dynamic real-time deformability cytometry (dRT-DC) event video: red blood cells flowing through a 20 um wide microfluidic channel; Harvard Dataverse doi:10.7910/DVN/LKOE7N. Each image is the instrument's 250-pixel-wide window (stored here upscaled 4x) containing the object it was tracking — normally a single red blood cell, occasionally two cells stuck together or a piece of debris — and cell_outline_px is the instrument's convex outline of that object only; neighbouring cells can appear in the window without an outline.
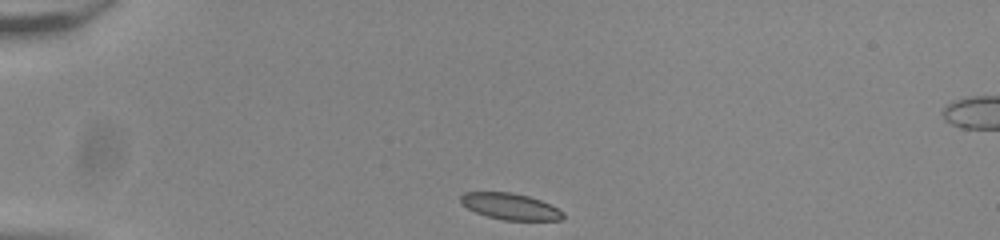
{"species": "common noctule bat (a hibernating species)", "species_latin": "Nyctalus noctula", "temperature_condition": "room temperature", "stored_images_in_passage": 36, "camera_frame_rate_fps": 3000, "um_per_image_px": 0.085, "animal": {"sex": "male", "body_mass_g": 20.0, "forearm_length_mm": 53.3}, "frame": {"image": 1, "passage_image": 1, "time_ms": 0.0, "image_size_px": [1000, 240], "cell_outline_px": [[564, 216], [560, 220], [504, 220], [484, 216], [460, 204], [460, 196], [464, 192], [512, 192], [528, 196], [540, 200], [564, 212]], "centroid_in_image_um": [43.33, 17.54], "position_along_channel_um": 41.7, "area_um2": 15.72}}
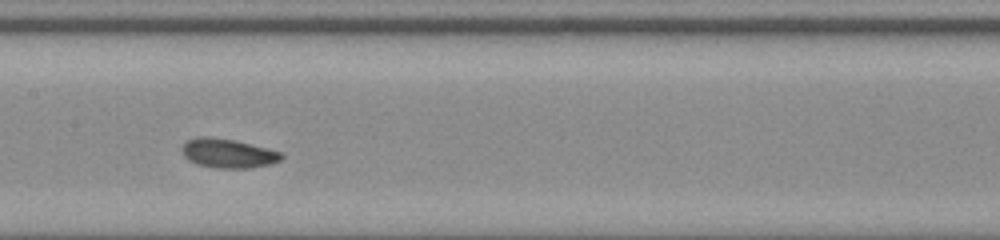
{"frame": {"image": 2, "passage_image": 16, "time_ms": 5.0, "image_size_px": [1000, 240], "cell_outline_px": [[284, 156], [280, 160], [272, 164], [252, 168], [216, 168], [196, 164], [188, 160], [184, 156], [180, 148], [188, 140], [200, 136], [204, 136], [236, 140], [280, 152]], "centroid_in_image_um": [19.37, 13.04], "position_along_channel_um": 188.0, "area_um2": 16.94}}
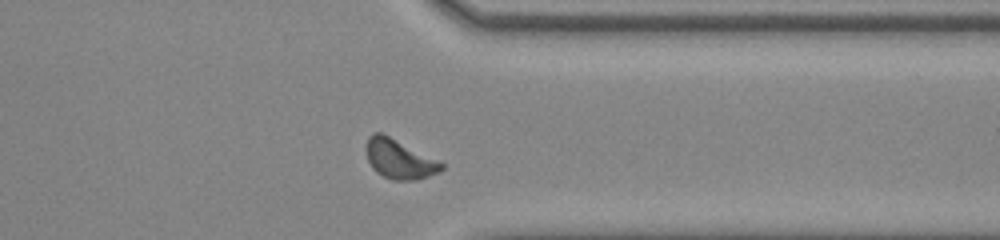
{"frame": {"image": 3, "passage_image": 31, "time_ms": 10.0, "image_size_px": [1000, 240], "cell_outline_px": [[444, 168], [440, 172], [416, 180], [392, 180], [376, 172], [372, 168], [368, 160], [364, 148], [368, 136], [372, 132], [380, 132], [444, 164]], "centroid_in_image_um": [33.88, 13.53], "position_along_channel_um": 377.5, "area_um2": 17.05}, "authors_computed_cell_mechanics": {"area_um2": 16.6464, "velocity_mm_per_s": 3.8179, "shape_relaxation_time_tau1_ms": 2.9325, "shape_relaxation_time_tau2_ms": null, "deformation_change_tau1": 0.098, "deformation_change_tau2": null}}